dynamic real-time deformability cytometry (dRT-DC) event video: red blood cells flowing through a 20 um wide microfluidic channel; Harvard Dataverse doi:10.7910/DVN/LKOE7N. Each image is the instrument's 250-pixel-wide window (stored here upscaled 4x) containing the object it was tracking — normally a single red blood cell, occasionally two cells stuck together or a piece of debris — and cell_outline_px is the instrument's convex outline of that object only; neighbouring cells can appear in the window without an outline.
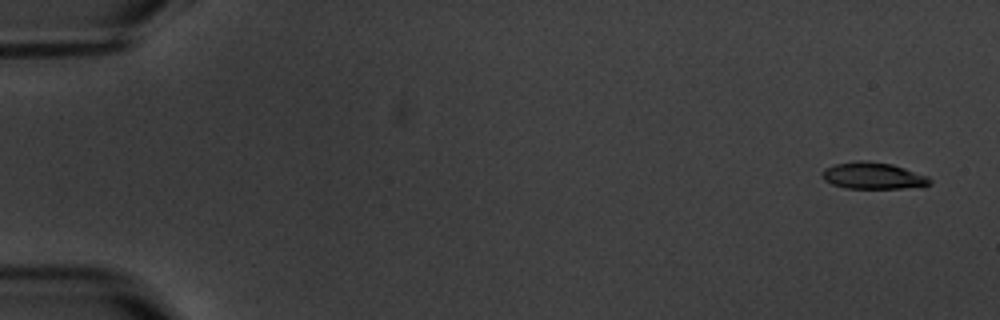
{"species": "common noctule bat (a hibernating species)", "species_latin": "Nyctalus noctula", "temperature_condition": "warm", "stored_images_in_passage": 6, "camera_frame_rate_fps": 3000, "um_per_image_px": 0.085, "animal": {"sex": "male", "body_mass_g": 20.1, "forearm_length_mm": 53.5}, "frame": {"image": 1, "passage_image": 1, "time_ms": 0.0, "image_size_px": [1000, 320], "cell_outline_px": [[932, 184], [924, 188], [844, 188], [832, 184], [824, 180], [820, 176], [820, 172], [824, 168], [836, 164], [860, 160], [892, 164], [928, 176], [932, 180]], "centroid_in_image_um": [74.24, 14.95], "position_along_channel_um": 10.8, "area_um2": 16.99}}
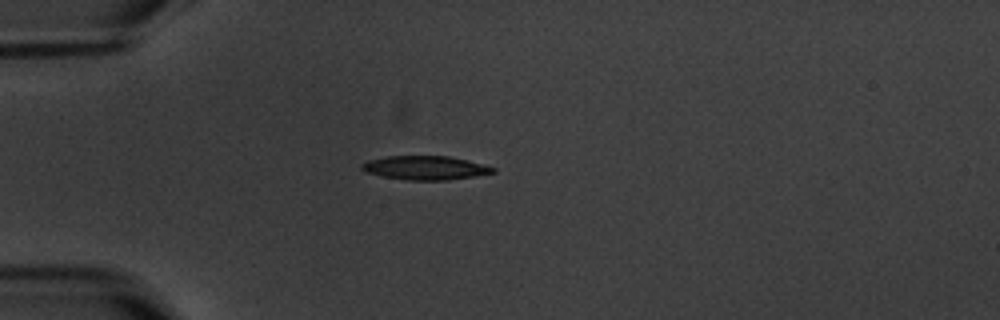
{"frame": {"image": 2, "passage_image": 5, "time_ms": 4.667, "image_size_px": [1000, 320], "cell_outline_px": [[496, 172], [448, 180], [408, 180], [384, 176], [364, 172], [360, 168], [360, 164], [368, 160], [384, 156], [448, 156], [496, 168]], "centroid_in_image_um": [36.07, 14.26], "position_along_channel_um": 48.9, "area_um2": 18.03}}